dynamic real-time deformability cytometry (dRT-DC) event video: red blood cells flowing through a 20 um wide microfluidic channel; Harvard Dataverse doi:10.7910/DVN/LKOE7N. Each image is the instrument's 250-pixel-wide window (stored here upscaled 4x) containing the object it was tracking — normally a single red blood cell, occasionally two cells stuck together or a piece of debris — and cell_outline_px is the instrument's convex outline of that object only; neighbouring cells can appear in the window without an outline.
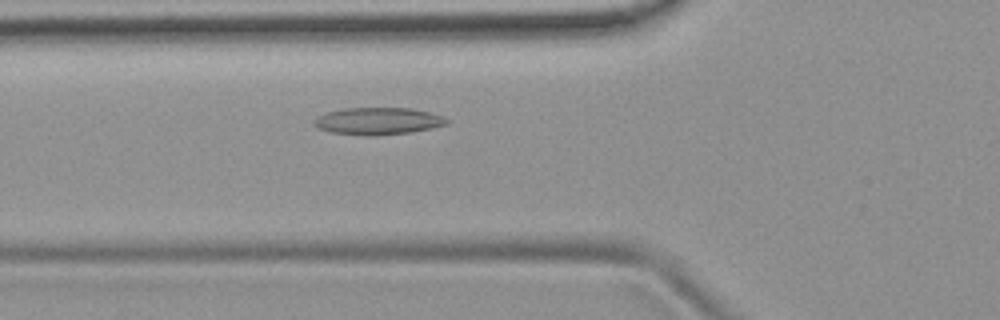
{"species": "common noctule bat (a hibernating species)", "species_latin": "Nyctalus noctula", "temperature_condition": "room temperature", "stored_images_in_passage": 38, "camera_frame_rate_fps": 3000, "um_per_image_px": 0.085, "animal": {"sex": "female", "body_mass_g": 19.9}, "frame": {"image": 1, "passage_image": 5, "time_ms": 1.333, "image_size_px": [1000, 320], "cell_outline_px": [[448, 124], [432, 128], [412, 132], [368, 136], [332, 132], [320, 128], [312, 124], [312, 120], [316, 116], [328, 112], [344, 108], [412, 108], [432, 112], [448, 120]], "centroid_in_image_um": [32.12, 10.28], "position_along_channel_um": 93.7, "area_um2": 20.98}}
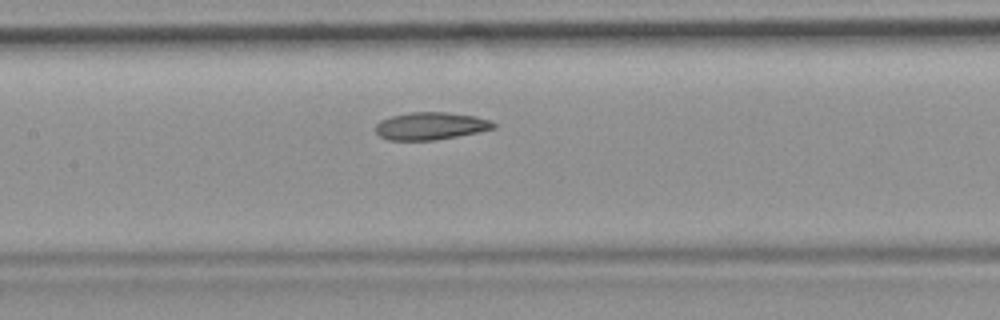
{"frame": {"image": 2, "passage_image": 11, "time_ms": 3.333, "image_size_px": [1000, 320], "cell_outline_px": [[496, 128], [456, 136], [432, 140], [388, 140], [380, 136], [376, 132], [376, 124], [380, 120], [392, 116], [408, 112], [448, 112], [476, 116], [488, 120], [496, 124]], "centroid_in_image_um": [36.58, 10.7], "position_along_channel_um": 170.8, "area_um2": 18.79}}
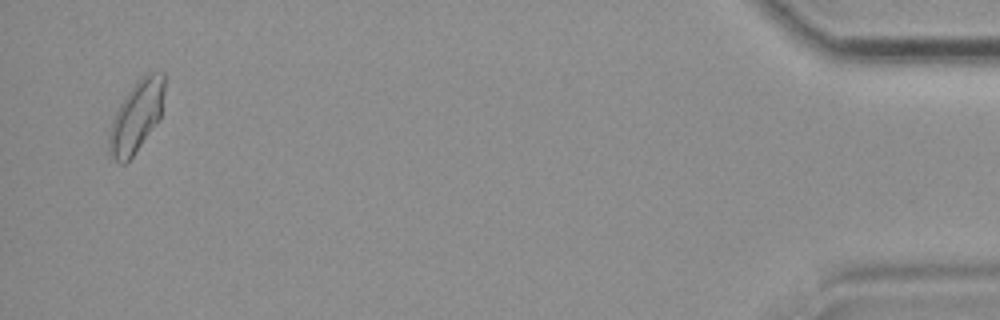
{"frame": {"image": 3, "passage_image": 37, "time_ms": 12.0, "image_size_px": [1000, 320], "cell_outline_px": [[164, 92], [160, 120], [132, 156], [124, 164], [120, 164], [108, 152], [108, 136], [112, 120], [120, 104], [136, 80], [144, 72], [164, 72]], "centroid_in_image_um": [11.6, 9.87], "position_along_channel_um": 423.6, "area_um2": 23.06}, "authors_computed_cell_mechanics": {"area_um2": 19.4786, "velocity_mm_per_s": 3.8512, "shape_relaxation_time_tau1_ms": null, "shape_relaxation_time_tau2_ms": 3.484, "deformation_change_tau1": null, "deformation_change_tau2": 0.0989}}